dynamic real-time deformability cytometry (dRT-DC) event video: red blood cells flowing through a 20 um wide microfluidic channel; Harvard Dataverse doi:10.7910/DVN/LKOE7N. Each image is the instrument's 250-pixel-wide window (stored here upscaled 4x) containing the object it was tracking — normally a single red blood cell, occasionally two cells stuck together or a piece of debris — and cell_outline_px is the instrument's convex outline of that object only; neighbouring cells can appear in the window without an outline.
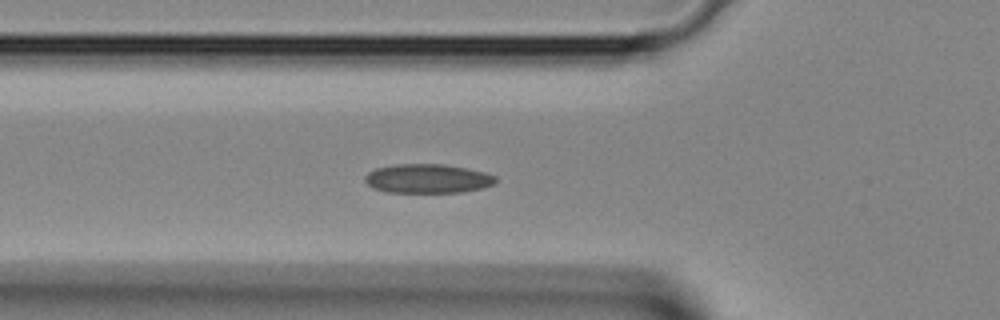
{"species": "Egyptian fruit bat (a non-hibernating species)", "species_latin": "Rousettus aegyptiacus", "temperature_condition": "room temperature", "stored_images_in_passage": 30, "segment_of_instrument_passage": [1, 2], "camera_frame_rate_fps": 3000, "um_per_image_px": 0.085, "animal": {"sex": "female"}, "frame": {"image": 1, "passage_image": 2, "time_ms": 0.333, "image_size_px": [1000, 320], "cell_outline_px": [[496, 184], [484, 188], [464, 192], [388, 192], [372, 188], [364, 180], [364, 176], [368, 172], [376, 168], [392, 164], [444, 164], [468, 168], [484, 172], [496, 176]], "centroid_in_image_um": [36.36, 15.18], "position_along_channel_um": 89.4, "area_um2": 22.43}}
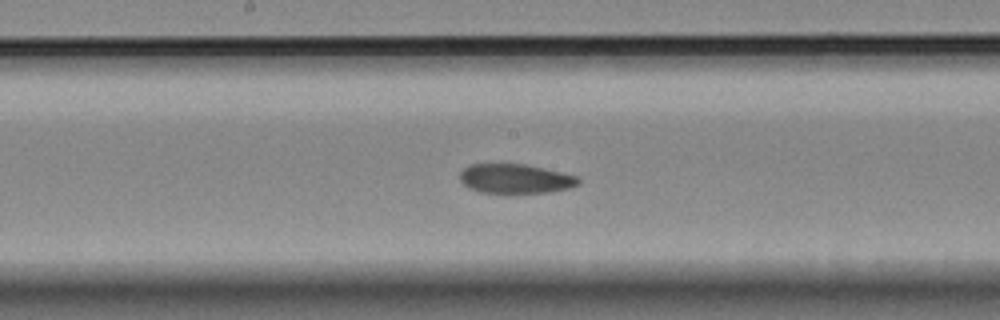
{"frame": {"image": 2, "passage_image": 9, "time_ms": 2.667, "image_size_px": [1000, 320], "cell_outline_px": [[580, 184], [568, 188], [548, 192], [480, 192], [468, 188], [460, 180], [460, 172], [464, 168], [472, 164], [524, 164], [544, 168], [580, 176]], "centroid_in_image_um": [43.83, 15.18], "position_along_channel_um": 204.4, "area_um2": 20.17}}
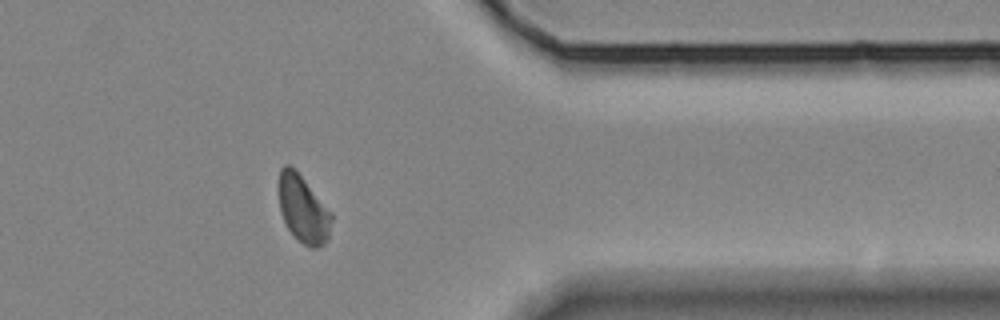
{"frame": {"image": 3, "passage_image": 21, "time_ms": 6.667, "image_size_px": [1000, 320], "cell_outline_px": [[332, 220], [328, 240], [324, 244], [316, 248], [312, 248], [304, 244], [288, 228], [284, 220], [280, 208], [280, 168], [284, 164], [288, 164], [304, 180], [332, 212]], "centroid_in_image_um": [25.8, 17.8], "position_along_channel_um": 385.6, "area_um2": 20.11}}